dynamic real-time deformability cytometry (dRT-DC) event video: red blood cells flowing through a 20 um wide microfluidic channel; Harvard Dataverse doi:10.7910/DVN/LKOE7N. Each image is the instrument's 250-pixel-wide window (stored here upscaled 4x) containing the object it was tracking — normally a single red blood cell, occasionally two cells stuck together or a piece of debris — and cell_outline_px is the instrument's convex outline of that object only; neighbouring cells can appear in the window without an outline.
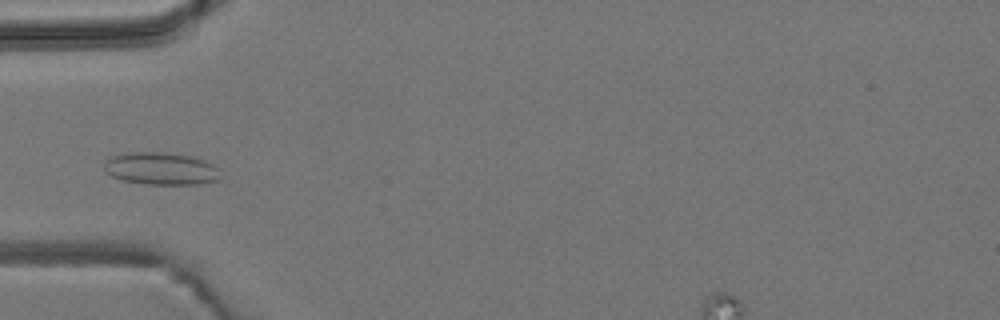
{"species": "common noctule bat (a hibernating species)", "species_latin": "Nyctalus noctula", "temperature_condition": "room temperature", "stored_images_in_passage": 7, "camera_frame_rate_fps": 3000, "um_per_image_px": 0.085, "animal": {"sex": "male", "body_mass_g": 19.2, "forearm_length_mm": 51.8}, "frame": {"image": 1, "passage_image": 6, "time_ms": 6.667, "image_size_px": [1000, 320], "cell_outline_px": [[220, 180], [196, 184], [144, 184], [124, 180], [112, 176], [104, 172], [104, 164], [108, 160], [116, 156], [136, 152], [164, 152], [192, 156], [204, 160], [212, 164], [216, 168]], "centroid_in_image_um": [13.69, 14.34], "position_along_channel_um": 71.3, "area_um2": 21.62}}